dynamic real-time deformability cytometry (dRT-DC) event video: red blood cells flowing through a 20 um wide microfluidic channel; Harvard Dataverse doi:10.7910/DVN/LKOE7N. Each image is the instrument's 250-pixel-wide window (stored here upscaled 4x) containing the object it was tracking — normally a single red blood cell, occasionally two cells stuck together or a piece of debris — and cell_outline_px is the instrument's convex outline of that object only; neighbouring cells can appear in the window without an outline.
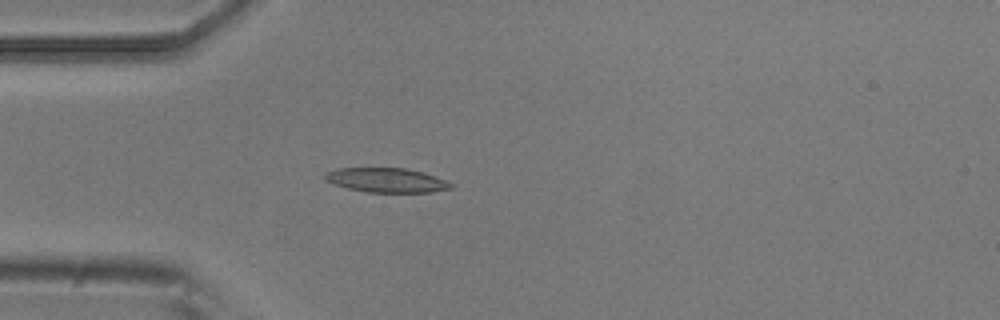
{"species": "common noctule bat (a hibernating species)", "species_latin": "Nyctalus noctula", "temperature_condition": "room temperature", "stored_images_in_passage": 6, "camera_frame_rate_fps": 3000, "um_per_image_px": 0.085, "animal": {"sex": "male", "body_mass_g": 20.5, "forearm_length_mm": 52.5}, "frame": {"image": 1, "passage_image": 6, "time_ms": 1.667, "image_size_px": [1000, 320], "cell_outline_px": [[456, 184], [452, 188], [432, 192], [368, 192], [348, 188], [324, 180], [324, 172], [336, 168], [404, 168], [424, 172]], "centroid_in_image_um": [32.87, 15.31], "position_along_channel_um": 52.1, "area_um2": 17.98}}